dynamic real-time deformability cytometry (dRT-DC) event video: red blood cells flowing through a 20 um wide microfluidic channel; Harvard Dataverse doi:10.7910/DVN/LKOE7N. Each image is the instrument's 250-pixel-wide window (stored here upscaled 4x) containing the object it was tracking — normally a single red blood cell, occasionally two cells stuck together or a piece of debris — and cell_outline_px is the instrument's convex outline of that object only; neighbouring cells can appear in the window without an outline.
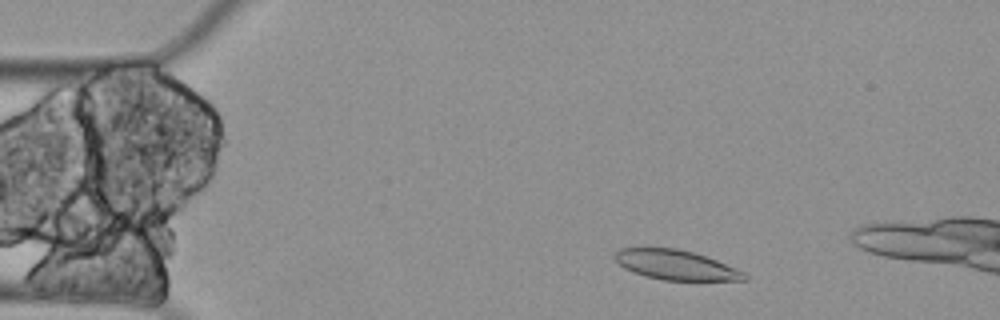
{"species": "Egyptian fruit bat (a non-hibernating species)", "species_latin": "Rousettus aegyptiacus", "temperature_condition": "cold", "stored_images_in_passage": 5, "camera_frame_rate_fps": 3000, "um_per_image_px": 0.085, "animal": {"sex": "female"}, "frame": {"image": 1, "passage_image": 2, "time_ms": 0.333, "image_size_px": [1000, 320], "cell_outline_px": [[748, 280], [664, 280], [644, 276], [632, 272], [624, 268], [612, 256], [620, 248], [676, 248], [692, 252], [716, 260], [744, 272], [748, 276]], "centroid_in_image_um": [57.41, 22.52], "position_along_channel_um": 27.6, "area_um2": 22.25}}